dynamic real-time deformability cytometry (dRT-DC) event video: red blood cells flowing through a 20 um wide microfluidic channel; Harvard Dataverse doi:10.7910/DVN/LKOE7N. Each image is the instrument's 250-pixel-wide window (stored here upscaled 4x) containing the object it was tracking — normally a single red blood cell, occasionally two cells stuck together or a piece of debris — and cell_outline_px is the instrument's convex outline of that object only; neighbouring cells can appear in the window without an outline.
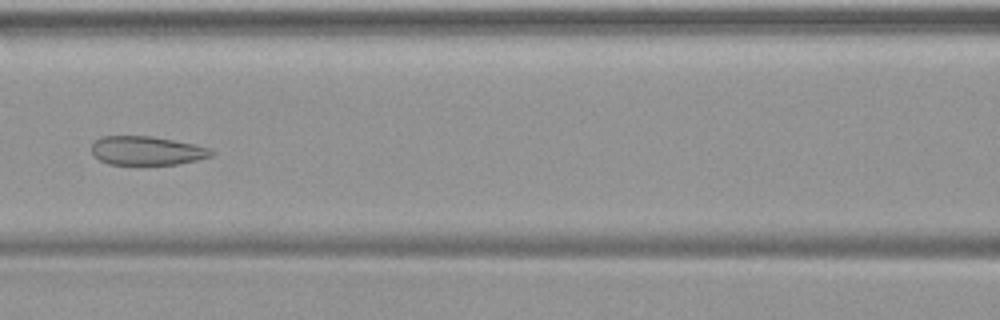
{"species": "common noctule bat (a hibernating species)", "species_latin": "Nyctalus noctula", "temperature_condition": "warm", "stored_images_in_passage": 49, "camera_frame_rate_fps": 3000, "um_per_image_px": 0.085, "animal": {"sex": "female", "body_mass_g": 19.9}, "frame": {"image": 1, "passage_image": 22, "time_ms": 7.0, "image_size_px": [1000, 320], "cell_outline_px": [[216, 152], [212, 156], [196, 160], [176, 164], [108, 164], [100, 160], [92, 152], [92, 144], [100, 136], [152, 136], [192, 144], [208, 148]], "centroid_in_image_um": [12.47, 12.8], "position_along_channel_um": 154.1, "area_um2": 19.88}}
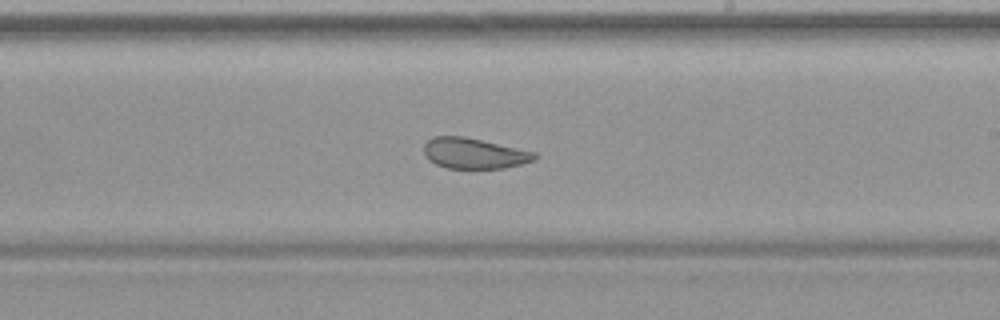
{"frame": {"image": 2, "passage_image": 29, "time_ms": 9.333, "image_size_px": [1000, 320], "cell_outline_px": [[540, 156], [536, 160], [504, 168], [448, 168], [436, 164], [428, 160], [424, 152], [424, 144], [432, 136], [464, 136], [536, 152]], "centroid_in_image_um": [40.31, 13.03], "position_along_channel_um": 248.7, "area_um2": 19.83}}
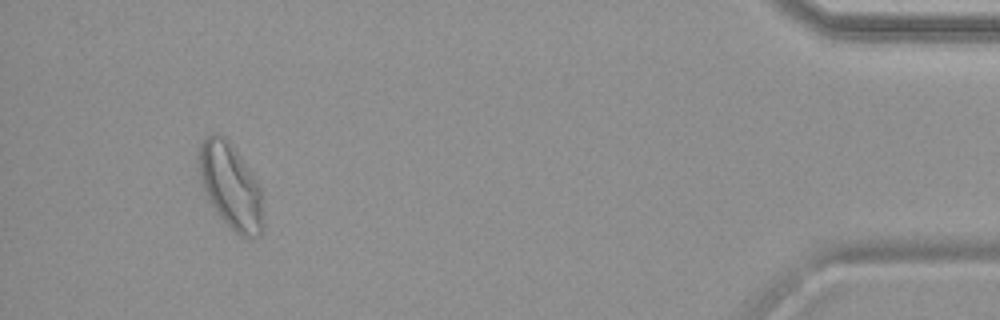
{"frame": {"image": 3, "passage_image": 46, "time_ms": 15.0, "image_size_px": [1000, 320], "cell_outline_px": [[264, 224], [260, 236], [244, 240], [220, 216], [212, 204], [200, 180], [196, 168], [196, 156], [200, 144], [212, 132], [216, 132], [224, 136], [232, 144], [260, 188], [264, 196]], "centroid_in_image_um": [19.61, 15.83], "position_along_channel_um": 415.6, "area_um2": 32.43}}